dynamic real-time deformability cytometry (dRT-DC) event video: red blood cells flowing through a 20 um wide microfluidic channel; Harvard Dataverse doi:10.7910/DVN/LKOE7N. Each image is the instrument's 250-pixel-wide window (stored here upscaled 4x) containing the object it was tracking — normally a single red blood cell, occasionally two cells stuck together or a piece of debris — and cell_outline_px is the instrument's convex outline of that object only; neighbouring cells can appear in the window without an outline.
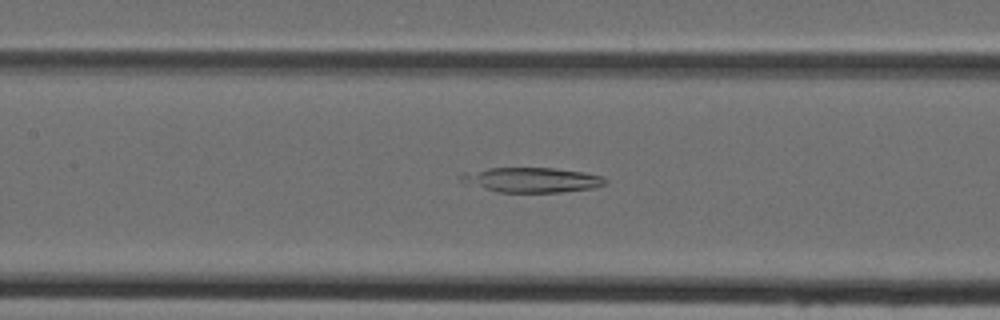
{"species": "Egyptian fruit bat (a non-hibernating species)", "species_latin": "Rousettus aegyptiacus", "temperature_condition": "cold", "stored_images_in_passage": 38, "camera_frame_rate_fps": 3000, "um_per_image_px": 0.085, "animal": {"sex": "female"}, "frame": {"image": 1, "passage_image": 13, "time_ms": 4.0, "image_size_px": [1000, 320], "cell_outline_px": [[608, 180], [604, 184], [592, 188], [560, 192], [496, 192], [460, 180], [460, 172], [488, 168], [552, 168], [584, 172], [604, 176]], "centroid_in_image_um": [45.2, 15.28], "position_along_channel_um": 162.2, "area_um2": 20.81}}
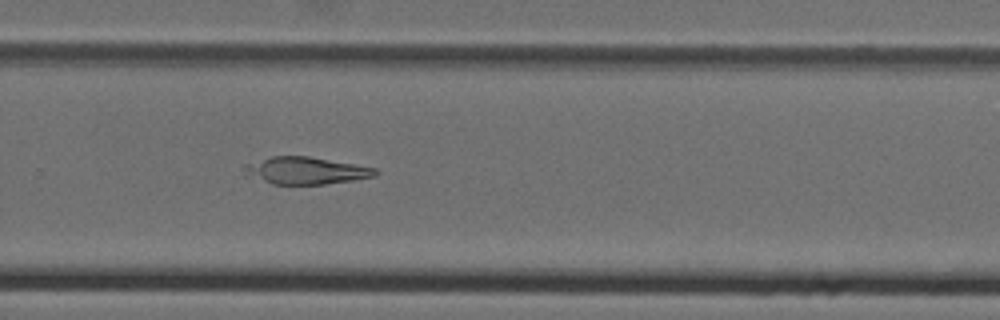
{"frame": {"image": 2, "passage_image": 23, "time_ms": 7.333, "image_size_px": [1000, 320], "cell_outline_px": [[380, 172], [376, 176], [352, 180], [324, 184], [272, 184], [244, 176], [244, 164], [272, 156], [308, 156], [376, 168]], "centroid_in_image_um": [25.95, 14.5], "position_along_channel_um": 303.9, "area_um2": 20.81}}
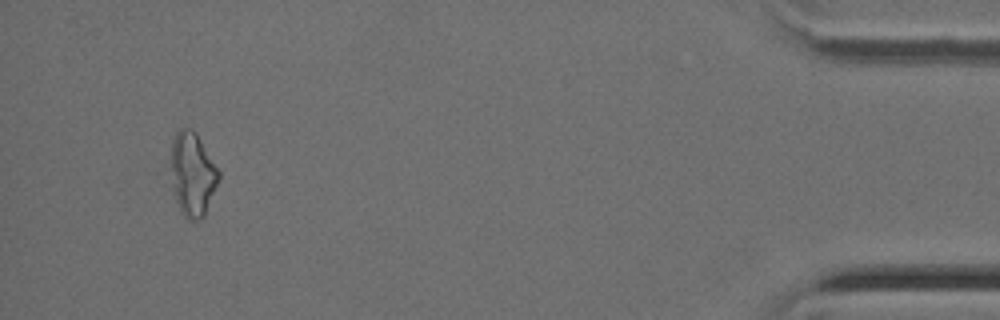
{"frame": {"image": 3, "passage_image": 36, "time_ms": 11.667, "image_size_px": [1000, 320], "cell_outline_px": [[220, 180], [204, 216], [200, 220], [188, 220], [184, 216], [172, 192], [168, 160], [172, 140], [176, 132], [180, 128], [192, 128], [196, 132], [220, 172]], "centroid_in_image_um": [16.32, 14.79], "position_along_channel_um": 418.9, "area_um2": 24.1}}